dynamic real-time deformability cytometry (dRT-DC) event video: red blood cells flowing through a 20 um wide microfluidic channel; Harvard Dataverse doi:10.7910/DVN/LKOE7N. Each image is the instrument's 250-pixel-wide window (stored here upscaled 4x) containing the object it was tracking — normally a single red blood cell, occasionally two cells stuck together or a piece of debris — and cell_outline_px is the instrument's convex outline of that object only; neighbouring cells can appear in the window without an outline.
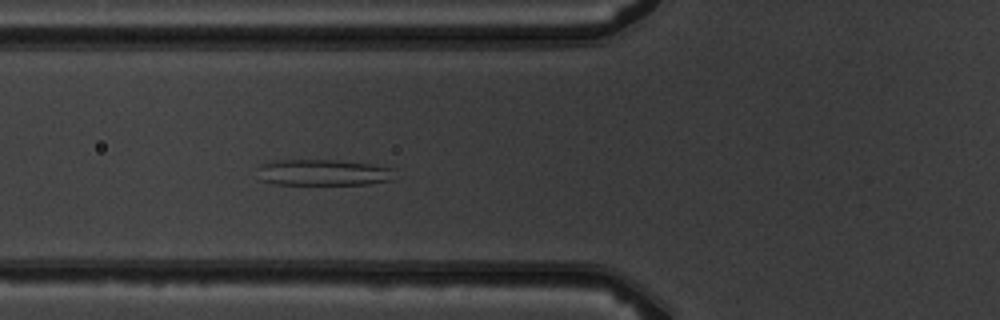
{"species": "common noctule bat (a hibernating species)", "species_latin": "Nyctalus noctula", "temperature_condition": "warm", "stored_images_in_passage": 3, "camera_frame_rate_fps": 3000, "um_per_image_px": 0.085, "animal": {"sex": "male", "body_mass_g": 19.5, "forearm_length_mm": 54.6}, "frame": {"image": 1, "passage_image": 3, "time_ms": 2.333, "image_size_px": [1000, 320], "cell_outline_px": [[392, 180], [368, 184], [276, 184], [260, 180], [256, 168], [260, 164], [276, 160], [336, 160], [368, 164], [392, 168]], "centroid_in_image_um": [27.38, 14.66], "position_along_channel_um": 98.4, "area_um2": 20.81}}